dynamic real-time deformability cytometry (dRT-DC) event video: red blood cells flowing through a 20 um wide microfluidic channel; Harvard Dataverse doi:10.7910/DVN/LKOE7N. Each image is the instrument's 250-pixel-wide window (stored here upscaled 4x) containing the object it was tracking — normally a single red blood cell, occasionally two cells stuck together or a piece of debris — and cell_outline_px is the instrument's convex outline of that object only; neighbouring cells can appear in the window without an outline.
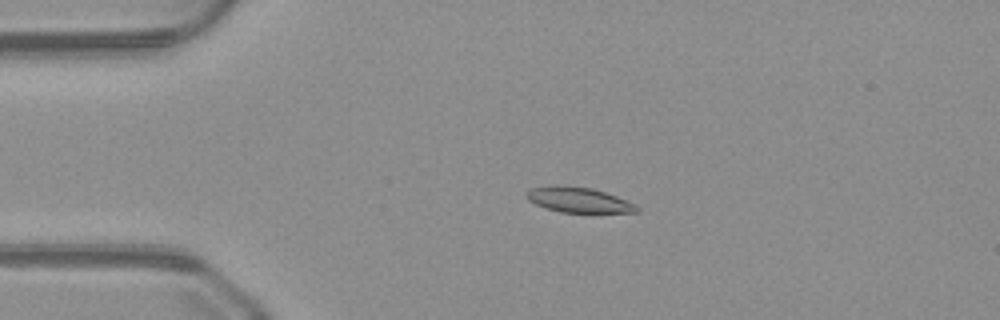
{"species": "common noctule bat (a hibernating species)", "species_latin": "Nyctalus noctula", "temperature_condition": "warm", "stored_images_in_passage": 50, "camera_frame_rate_fps": 3000, "um_per_image_px": 0.085, "animal": {"sex": "male", "body_mass_g": 23.1, "forearm_length_mm": 52.7}, "frame": {"image": 1, "passage_image": 11, "time_ms": 3.333, "image_size_px": [1000, 320], "cell_outline_px": [[640, 212], [560, 212], [536, 204], [528, 200], [524, 196], [524, 192], [532, 188], [556, 184], [592, 188], [616, 196], [636, 204], [640, 208]], "centroid_in_image_um": [49.16, 16.97], "position_along_channel_um": 35.8, "area_um2": 16.24}}
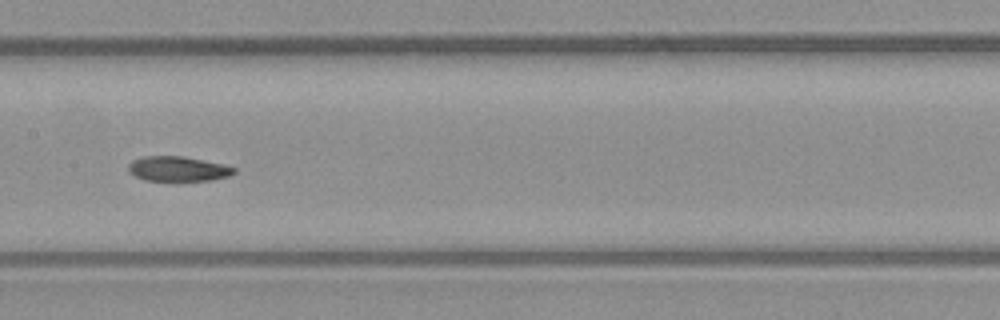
{"frame": {"image": 2, "passage_image": 25, "time_ms": 8.0, "image_size_px": [1000, 320], "cell_outline_px": [[236, 172], [228, 176], [212, 180], [180, 184], [144, 180], [128, 172], [128, 164], [132, 160], [144, 156], [184, 156], [224, 164], [236, 168]], "centroid_in_image_um": [15.13, 14.4], "position_along_channel_um": 192.3, "area_um2": 16.3}}
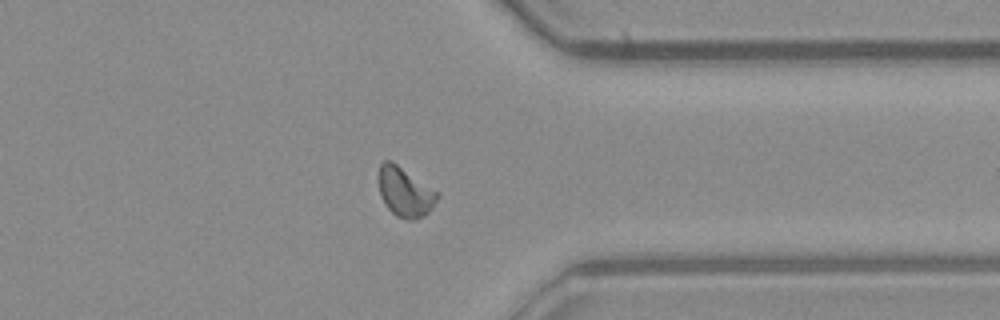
{"frame": {"image": 3, "passage_image": 39, "time_ms": 12.667, "image_size_px": [1000, 320], "cell_outline_px": [[440, 196], [432, 208], [424, 216], [412, 220], [404, 220], [396, 216], [384, 204], [380, 196], [380, 164], [384, 160], [392, 160], [440, 192]], "centroid_in_image_um": [34.46, 16.32], "position_along_channel_um": 376.9, "area_um2": 17.17}}